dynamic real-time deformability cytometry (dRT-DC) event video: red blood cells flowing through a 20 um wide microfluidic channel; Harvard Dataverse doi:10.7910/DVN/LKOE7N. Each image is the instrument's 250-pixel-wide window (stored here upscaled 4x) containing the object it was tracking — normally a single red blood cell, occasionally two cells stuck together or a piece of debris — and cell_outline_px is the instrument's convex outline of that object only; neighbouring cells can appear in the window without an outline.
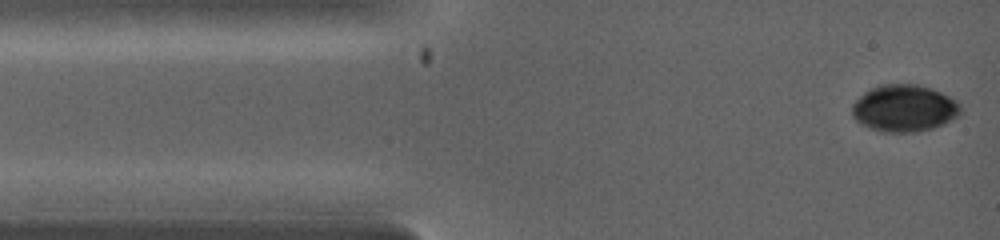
{"species": "common noctule bat (a hibernating species)", "species_latin": "Nyctalus noctula", "temperature_condition": "warm", "stored_images_in_passage": 4, "camera_frame_rate_fps": 5000, "um_per_image_px": 0.085, "animal": {"sex": "female", "body_mass_g": 19.0, "forearm_length_mm": 53.3}, "frame": {"image": 1, "passage_image": 1, "time_ms": 0.0, "image_size_px": [1000, 240], "cell_outline_px": [[964, 108], [960, 116], [932, 128], [916, 132], [884, 132], [860, 124], [852, 116], [852, 104], [864, 92], [880, 84], [916, 84], [932, 88], [956, 100]], "centroid_in_image_um": [76.88, 9.2], "position_along_channel_um": 8.1, "area_um2": 29.82}}